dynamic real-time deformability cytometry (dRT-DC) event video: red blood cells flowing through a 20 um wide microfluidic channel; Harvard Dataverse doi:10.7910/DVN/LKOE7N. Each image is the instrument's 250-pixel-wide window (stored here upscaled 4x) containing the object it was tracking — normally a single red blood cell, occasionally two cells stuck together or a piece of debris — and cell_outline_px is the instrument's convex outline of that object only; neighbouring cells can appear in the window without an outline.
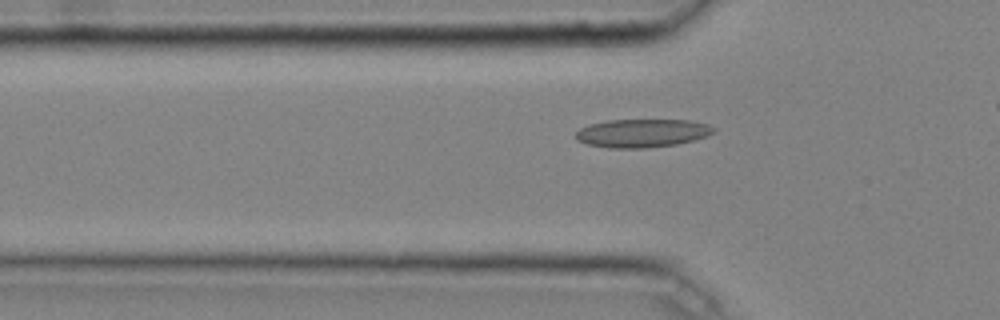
{"species": "common noctule bat (a hibernating species)", "species_latin": "Nyctalus noctula", "temperature_condition": "cold", "stored_images_in_passage": 35, "camera_frame_rate_fps": 3000, "um_per_image_px": 0.085, "animal": {"sex": "male", "body_mass_g": 20.4}, "frame": {"image": 1, "passage_image": 10, "time_ms": 3.0, "image_size_px": [1000, 320], "cell_outline_px": [[716, 132], [708, 136], [676, 144], [644, 148], [608, 148], [588, 144], [576, 140], [576, 132], [580, 128], [588, 124], [604, 120], [688, 120], [708, 124], [716, 128]], "centroid_in_image_um": [54.58, 11.31], "position_along_channel_um": 71.2, "area_um2": 22.89}}
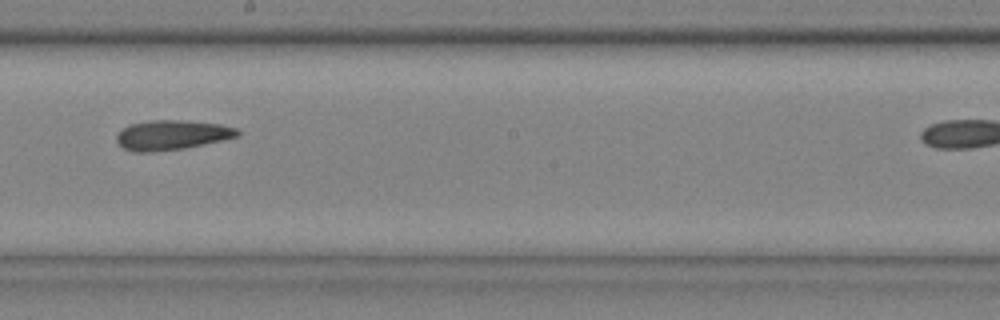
{"frame": {"image": 2, "passage_image": 22, "time_ms": 7.0, "image_size_px": [1000, 320], "cell_outline_px": [[240, 136], [224, 140], [184, 148], [152, 152], [132, 152], [124, 148], [116, 140], [116, 136], [128, 124], [148, 120], [180, 120], [220, 124], [236, 128], [240, 132]], "centroid_in_image_um": [14.61, 11.47], "position_along_channel_um": 233.6, "area_um2": 20.98}}
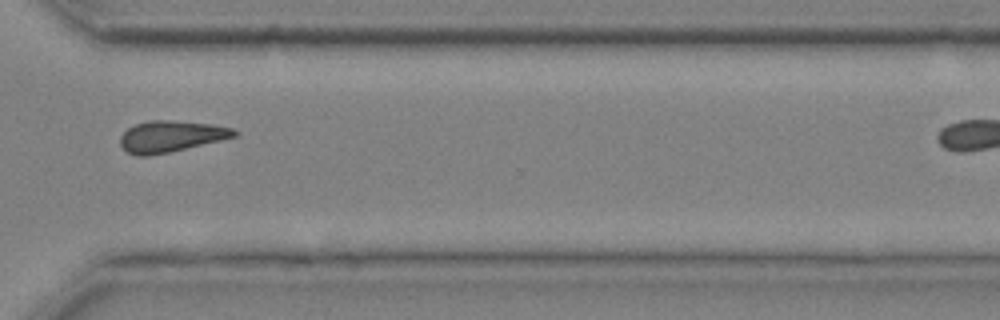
{"frame": {"image": 3, "passage_image": 31, "time_ms": 10.0, "image_size_px": [1000, 320], "cell_outline_px": [[240, 132], [236, 136], [220, 140], [168, 152], [148, 156], [136, 156], [128, 152], [120, 144], [120, 136], [128, 128], [136, 124], [152, 120], [168, 120], [212, 124], [232, 128]], "centroid_in_image_um": [14.52, 11.59], "position_along_channel_um": 356.1, "area_um2": 20.52}}